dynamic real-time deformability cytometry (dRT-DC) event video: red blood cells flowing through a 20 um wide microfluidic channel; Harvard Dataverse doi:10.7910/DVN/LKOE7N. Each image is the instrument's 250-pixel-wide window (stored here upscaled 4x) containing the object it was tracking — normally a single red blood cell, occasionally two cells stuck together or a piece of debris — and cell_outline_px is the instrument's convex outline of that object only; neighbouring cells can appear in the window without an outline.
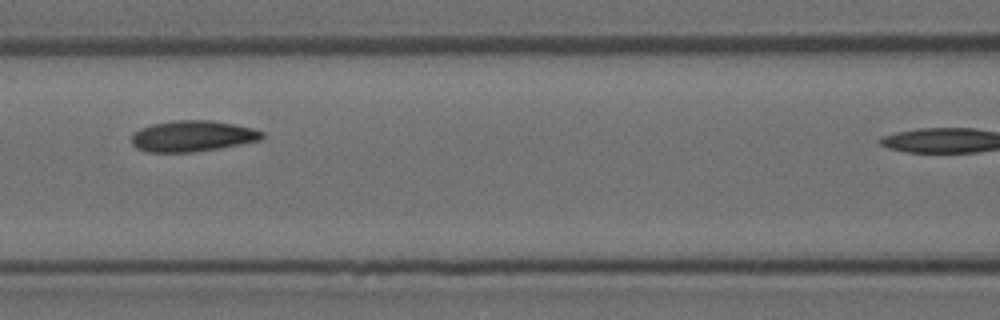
{"species": "Egyptian fruit bat (a non-hibernating species)", "species_latin": "Rousettus aegyptiacus", "temperature_condition": "room temperature", "stored_images_in_passage": 4, "camera_frame_rate_fps": 3000, "um_per_image_px": 0.085, "animal": {"sex": "female"}, "frame": {"image": 1, "passage_image": 3, "time_ms": 0.667, "image_size_px": [1000, 320], "cell_outline_px": [[264, 136], [260, 140], [240, 144], [192, 152], [148, 152], [136, 148], [132, 144], [132, 132], [140, 128], [152, 124], [172, 120], [212, 120], [252, 128], [264, 132]], "centroid_in_image_um": [16.32, 11.56], "position_along_channel_um": 150.3, "area_um2": 23.52}}